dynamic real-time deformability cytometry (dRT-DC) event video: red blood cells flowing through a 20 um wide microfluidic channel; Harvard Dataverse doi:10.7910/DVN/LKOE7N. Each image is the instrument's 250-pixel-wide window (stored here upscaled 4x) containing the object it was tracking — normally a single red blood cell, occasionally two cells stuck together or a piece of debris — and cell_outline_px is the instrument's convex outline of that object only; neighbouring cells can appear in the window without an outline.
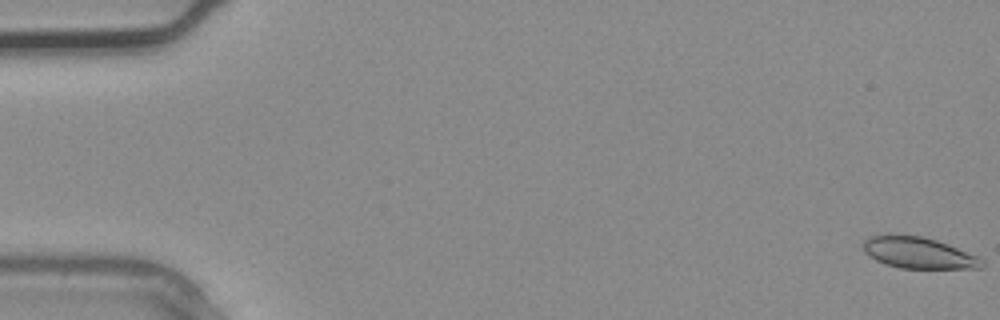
{"species": "common noctule bat (a hibernating species)", "species_latin": "Nyctalus noctula", "temperature_condition": "warm", "stored_images_in_passage": 3, "camera_frame_rate_fps": 3000, "um_per_image_px": 0.085, "animal": {"sex": "male", "body_mass_g": 20.4}, "frame": {"image": 1, "passage_image": 1, "time_ms": 0.0, "image_size_px": [1000, 320], "cell_outline_px": [[984, 268], [900, 268], [884, 264], [868, 256], [864, 252], [864, 240], [872, 236], [888, 232], [924, 236], [948, 244], [976, 256], [984, 260]], "centroid_in_image_um": [78.02, 21.46], "position_along_channel_um": 7.0, "area_um2": 22.02}}